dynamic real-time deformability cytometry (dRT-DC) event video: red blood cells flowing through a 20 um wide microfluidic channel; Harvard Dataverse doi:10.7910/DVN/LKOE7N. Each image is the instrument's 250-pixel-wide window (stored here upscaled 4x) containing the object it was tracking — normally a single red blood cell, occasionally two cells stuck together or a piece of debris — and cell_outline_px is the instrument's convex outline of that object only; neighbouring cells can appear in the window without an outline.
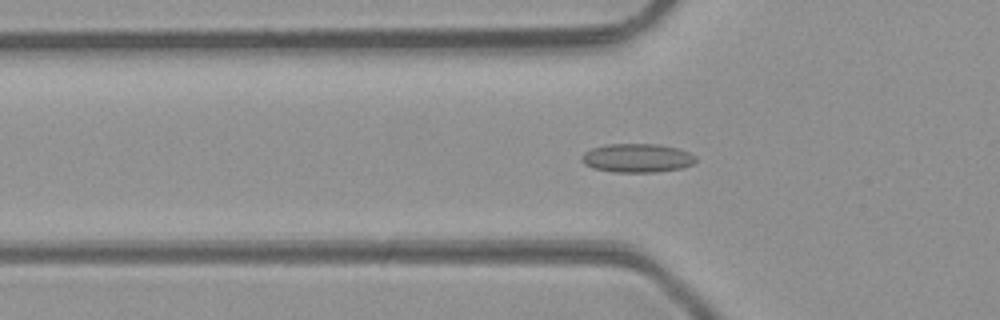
{"species": "common noctule bat (a hibernating species)", "species_latin": "Nyctalus noctula", "temperature_condition": "room temperature", "stored_images_in_passage": 49, "camera_frame_rate_fps": 3000, "um_per_image_px": 0.085, "animal": {"sex": "male", "body_mass_g": 23.1, "forearm_length_mm": 52.7}, "frame": {"image": 1, "passage_image": 17, "time_ms": 5.333, "image_size_px": [1000, 320], "cell_outline_px": [[696, 160], [692, 164], [684, 168], [656, 172], [612, 172], [592, 168], [584, 164], [580, 160], [580, 156], [584, 152], [592, 148], [604, 144], [656, 144], [676, 148], [688, 152], [696, 156]], "centroid_in_image_um": [54.11, 13.44], "position_along_channel_um": 71.7, "area_um2": 19.31}}
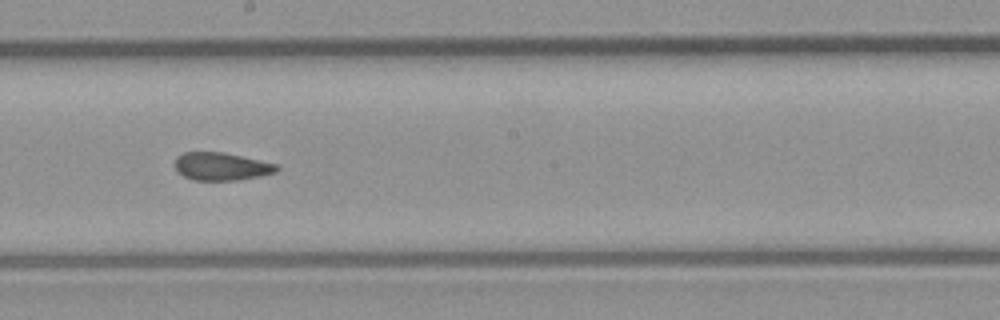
{"frame": {"image": 2, "passage_image": 28, "time_ms": 9.0, "image_size_px": [1000, 320], "cell_outline_px": [[280, 168], [276, 172], [260, 176], [236, 180], [196, 180], [184, 176], [176, 168], [176, 156], [184, 152], [224, 152], [276, 164]], "centroid_in_image_um": [18.83, 14.14], "position_along_channel_um": 229.4, "area_um2": 16.3}}
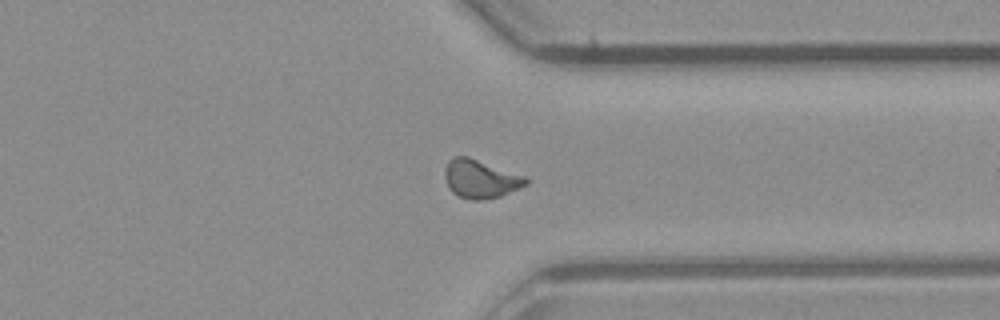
{"frame": {"image": 3, "passage_image": 38, "time_ms": 12.333, "image_size_px": [1000, 320], "cell_outline_px": [[528, 184], [500, 196], [480, 200], [472, 200], [456, 196], [448, 188], [444, 176], [444, 172], [448, 160], [452, 156], [468, 156], [528, 176]], "centroid_in_image_um": [40.84, 15.19], "position_along_channel_um": 370.6, "area_um2": 18.5}, "authors_computed_cell_mechanics": {"area_um2": 17.4556, "velocity_mm_per_s": 4.2677, "shape_relaxation_time_tau1_ms": null, "shape_relaxation_time_tau2_ms": 1.5088, "deformation_change_tau1": null, "deformation_change_tau2": 0.045}}